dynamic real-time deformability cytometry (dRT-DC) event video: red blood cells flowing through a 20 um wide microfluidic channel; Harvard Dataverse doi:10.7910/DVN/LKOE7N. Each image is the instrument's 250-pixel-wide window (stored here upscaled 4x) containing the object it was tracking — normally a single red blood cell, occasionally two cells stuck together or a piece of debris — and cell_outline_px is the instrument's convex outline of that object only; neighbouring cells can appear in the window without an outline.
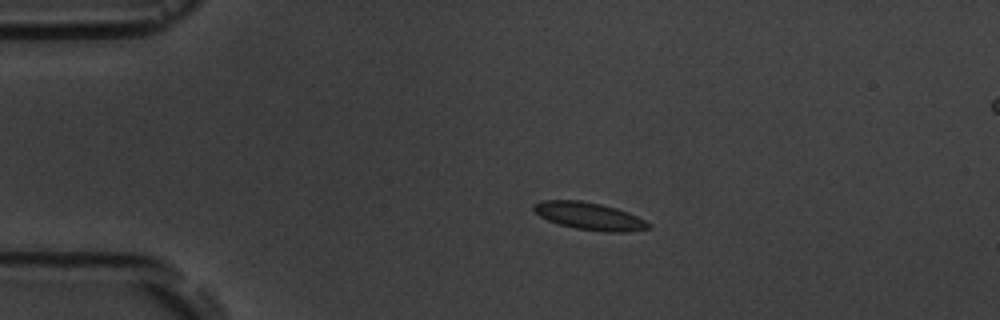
{"species": "common noctule bat (a hibernating species)", "species_latin": "Nyctalus noctula", "temperature_condition": "room temperature", "stored_images_in_passage": 8, "camera_frame_rate_fps": 3000, "um_per_image_px": 0.085, "animal": {"sex": "male", "body_mass_g": 19.5, "forearm_length_mm": 54.6}, "frame": {"image": 1, "passage_image": 3, "time_ms": 2.333, "image_size_px": [1000, 320], "cell_outline_px": [[652, 228], [628, 232], [604, 232], [576, 228], [560, 224], [548, 220], [540, 216], [532, 208], [532, 204], [540, 200], [580, 200], [600, 204], [616, 208], [628, 212], [652, 224]], "centroid_in_image_um": [50.1, 18.37], "position_along_channel_um": 34.9, "area_um2": 18.38}}
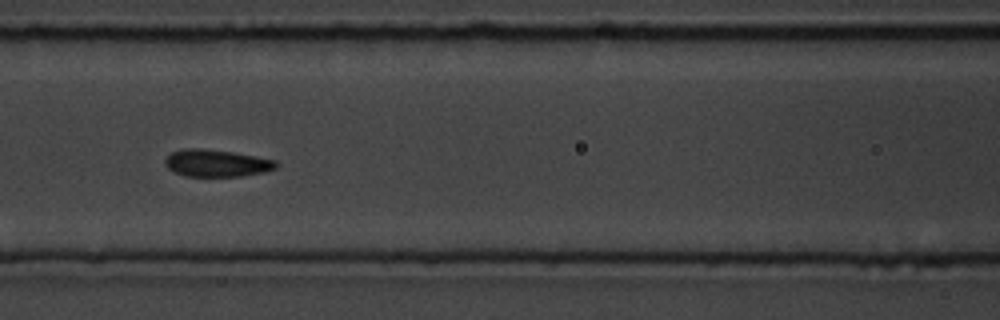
{"frame": {"image": 2, "passage_image": 7, "time_ms": 6.667, "image_size_px": [1000, 320], "cell_outline_px": [[276, 168], [264, 172], [240, 176], [184, 176], [168, 168], [164, 164], [164, 160], [172, 152], [180, 148], [200, 148], [232, 152], [276, 160]], "centroid_in_image_um": [18.37, 13.86], "position_along_channel_um": 148.2, "area_um2": 17.46}}
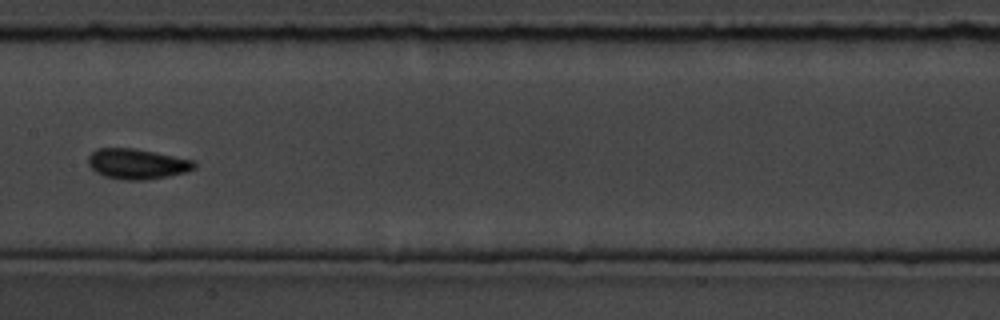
{"frame": {"image": 3, "passage_image": 8, "time_ms": 8.0, "image_size_px": [1000, 320], "cell_outline_px": [[196, 168], [184, 172], [168, 176], [144, 180], [124, 180], [104, 176], [96, 172], [88, 164], [88, 156], [96, 148], [132, 148], [196, 160]], "centroid_in_image_um": [11.65, 13.93], "position_along_channel_um": 195.7, "area_um2": 18.73}}